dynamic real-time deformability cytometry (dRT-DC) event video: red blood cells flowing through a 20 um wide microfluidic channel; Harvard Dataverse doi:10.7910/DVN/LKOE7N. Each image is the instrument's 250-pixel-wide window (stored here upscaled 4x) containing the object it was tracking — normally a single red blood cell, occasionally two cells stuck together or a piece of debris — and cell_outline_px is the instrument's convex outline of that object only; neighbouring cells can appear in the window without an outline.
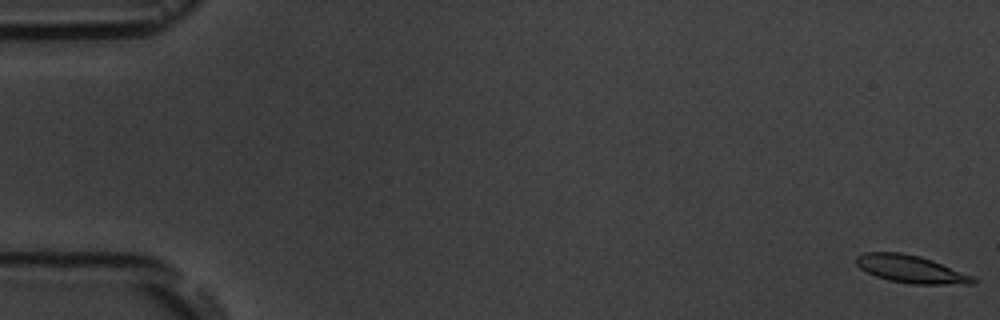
{"species": "common noctule bat (a hibernating species)", "species_latin": "Nyctalus noctula", "temperature_condition": "room temperature", "stored_images_in_passage": 8, "camera_frame_rate_fps": 3000, "um_per_image_px": 0.085, "animal": {"sex": "male", "body_mass_g": 19.5, "forearm_length_mm": 54.6}, "frame": {"image": 1, "passage_image": 1, "time_ms": 0.0, "image_size_px": [1000, 320], "cell_outline_px": [[976, 284], [912, 284], [888, 280], [876, 276], [860, 268], [856, 264], [856, 256], [864, 252], [900, 252], [920, 256], [932, 260], [972, 276], [976, 280]], "centroid_in_image_um": [77.4, 22.87], "position_along_channel_um": 7.6, "area_um2": 18.67}}
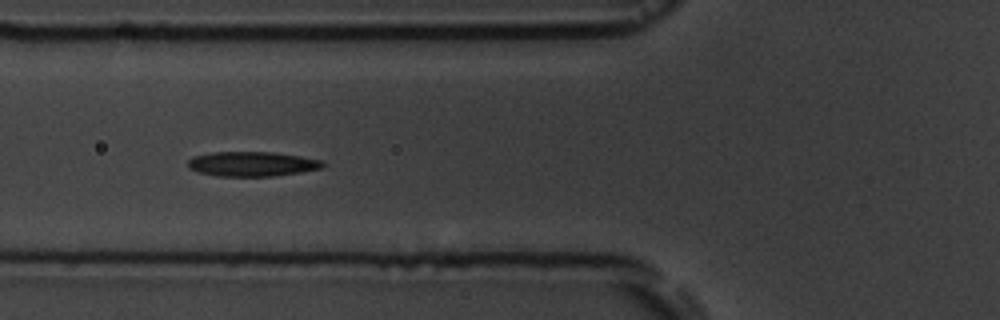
{"frame": {"image": 2, "passage_image": 7, "time_ms": 7.0, "image_size_px": [1000, 320], "cell_outline_px": [[324, 168], [300, 172], [272, 176], [216, 176], [200, 172], [188, 168], [188, 160], [192, 156], [212, 152], [272, 152], [300, 156], [324, 160]], "centroid_in_image_um": [21.43, 13.93], "position_along_channel_um": 104.4, "area_um2": 19.48}}
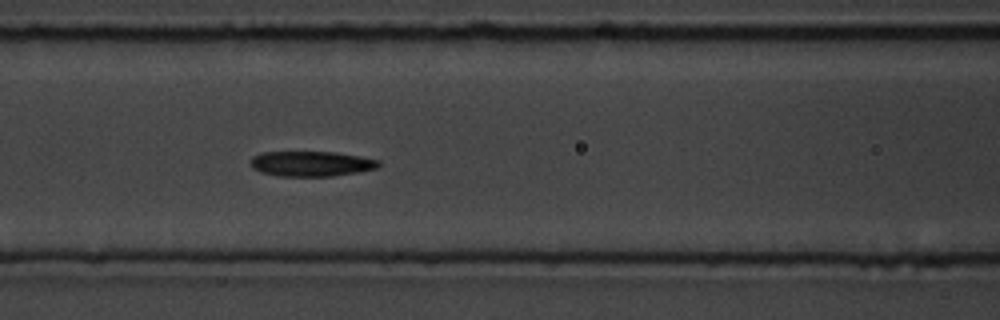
{"frame": {"image": 3, "passage_image": 8, "time_ms": 8.0, "image_size_px": [1000, 320], "cell_outline_px": [[380, 164], [376, 168], [356, 172], [332, 176], [276, 176], [260, 172], [252, 168], [252, 156], [260, 152], [336, 152], [360, 156], [380, 160]], "centroid_in_image_um": [26.44, 13.91], "position_along_channel_um": 140.2, "area_um2": 18.79}}